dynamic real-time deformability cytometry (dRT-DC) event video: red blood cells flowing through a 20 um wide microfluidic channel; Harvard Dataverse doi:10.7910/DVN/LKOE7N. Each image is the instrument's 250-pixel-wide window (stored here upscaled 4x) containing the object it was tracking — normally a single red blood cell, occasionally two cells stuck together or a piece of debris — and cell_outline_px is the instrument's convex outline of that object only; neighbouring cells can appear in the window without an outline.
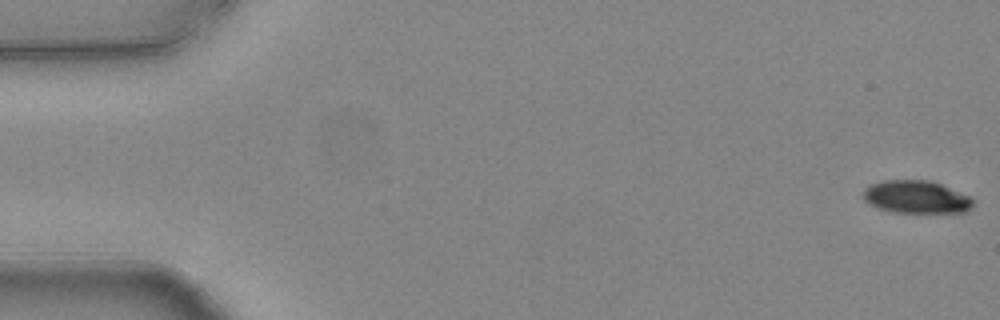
{"species": "common noctule bat (a hibernating species)", "species_latin": "Nyctalus noctula", "temperature_condition": "warm", "stored_images_in_passage": 54, "camera_frame_rate_fps": 3000, "um_per_image_px": 0.085, "animal": {"sex": "female", "body_mass_g": 24.6, "forearm_length_mm": 56.2}, "frame": {"image": 1, "passage_image": 1, "time_ms": 0.0, "image_size_px": [1000, 320], "cell_outline_px": [[972, 204], [964, 212], [892, 212], [876, 208], [868, 204], [864, 200], [864, 188], [872, 184], [884, 180], [928, 180], [940, 184], [968, 196], [972, 200]], "centroid_in_image_um": [77.8, 16.74], "position_along_channel_um": 7.2, "area_um2": 20.63}}
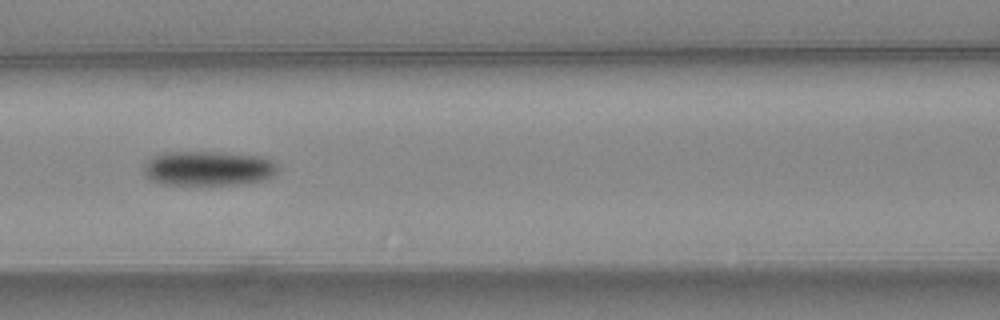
{"frame": {"image": 2, "passage_image": 24, "time_ms": 7.667, "image_size_px": [1000, 320], "cell_outline_px": [[280, 168], [272, 176], [264, 180], [244, 184], [164, 184], [152, 180], [144, 172], [144, 164], [152, 156], [164, 152], [220, 152], [264, 156], [272, 160]], "centroid_in_image_um": [17.75, 14.3], "position_along_channel_um": 148.8, "area_um2": 27.17}}
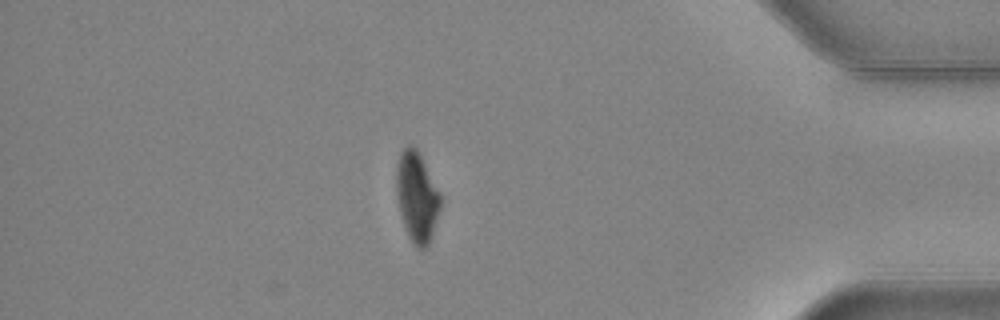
{"frame": {"image": 3, "passage_image": 47, "time_ms": 15.333, "image_size_px": [1000, 320], "cell_outline_px": [[440, 208], [428, 244], [424, 248], [416, 248], [408, 236], [400, 212], [396, 192], [396, 164], [400, 152], [408, 144], [412, 144], [420, 152], [440, 192]], "centroid_in_image_um": [35.42, 16.66], "position_along_channel_um": 399.8, "area_um2": 23.12}, "authors_computed_cell_mechanics": {"area_um2": 24.565, "velocity_mm_per_s": 3.794, "shape_relaxation_time_tau1_ms": 3.4494, "shape_relaxation_time_tau2_ms": null, "deformation_change_tau1": 0.1266, "deformation_change_tau2": null}}